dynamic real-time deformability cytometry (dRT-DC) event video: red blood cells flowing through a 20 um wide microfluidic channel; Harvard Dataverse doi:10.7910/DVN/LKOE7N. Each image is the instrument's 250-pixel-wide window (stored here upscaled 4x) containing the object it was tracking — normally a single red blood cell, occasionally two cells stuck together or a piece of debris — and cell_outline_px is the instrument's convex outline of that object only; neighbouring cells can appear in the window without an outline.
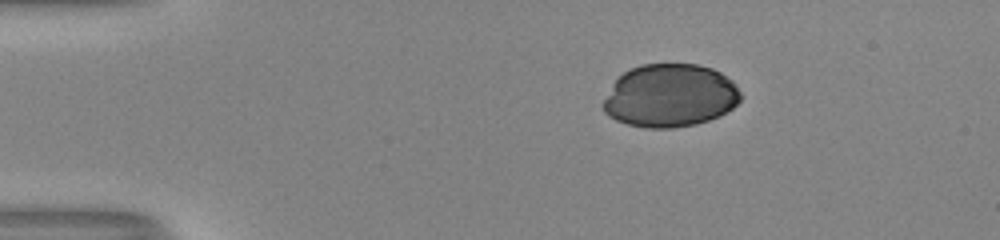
{"species": "human", "species_latin": "Homo sapiens", "temperature_condition": "room temperature", "stored_images_in_passage": 34, "camera_frame_rate_fps": 3000, "um_per_image_px": 0.085, "donor": {"sex": "male"}, "frame": {"image": 1, "passage_image": 1, "time_ms": 0.0, "image_size_px": [1000, 240], "cell_outline_px": [[740, 100], [732, 108], [720, 116], [696, 124], [672, 128], [644, 128], [628, 124], [616, 120], [608, 116], [604, 112], [600, 104], [612, 84], [624, 72], [640, 64], [696, 64], [712, 68], [720, 72], [732, 80], [736, 84], [740, 92]], "centroid_in_image_um": [56.93, 8.14], "position_along_channel_um": 28.1, "area_um2": 50.81}}
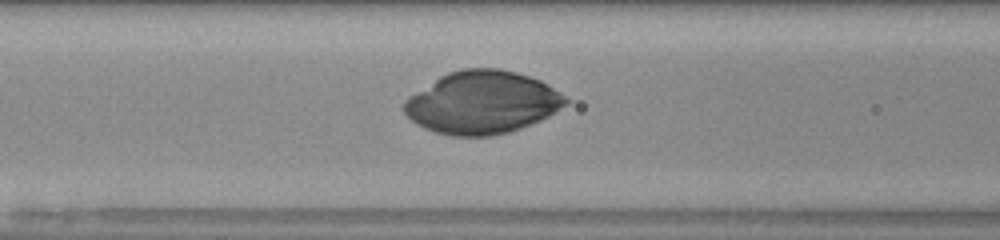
{"frame": {"image": 2, "passage_image": 14, "time_ms": 4.333, "image_size_px": [1000, 240], "cell_outline_px": [[568, 104], [556, 112], [540, 120], [520, 128], [508, 132], [492, 136], [452, 136], [436, 132], [424, 128], [416, 124], [404, 112], [404, 100], [408, 96], [440, 76], [448, 72], [460, 68], [500, 68], [516, 72], [540, 80], [548, 84], [564, 96], [568, 100]], "centroid_in_image_um": [40.98, 8.7], "position_along_channel_um": 125.6, "area_um2": 59.07}}